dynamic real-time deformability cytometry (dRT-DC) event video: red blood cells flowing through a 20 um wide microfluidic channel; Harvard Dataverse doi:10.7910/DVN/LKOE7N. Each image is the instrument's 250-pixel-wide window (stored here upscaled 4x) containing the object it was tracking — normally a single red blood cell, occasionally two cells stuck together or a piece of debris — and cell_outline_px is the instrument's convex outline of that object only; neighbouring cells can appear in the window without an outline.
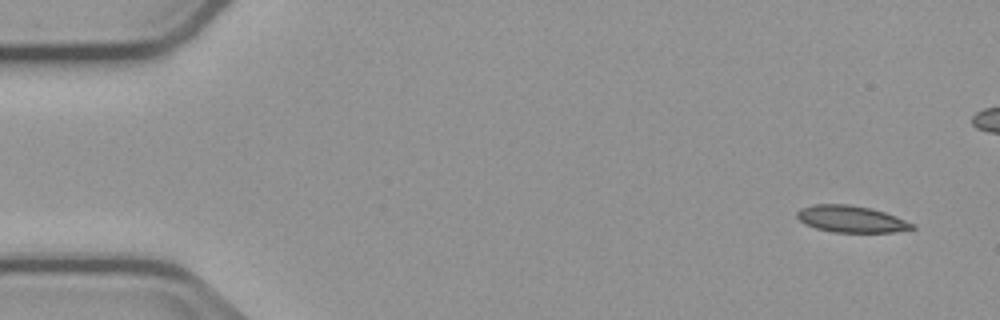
{"species": "common noctule bat (a hibernating species)", "species_latin": "Nyctalus noctula", "temperature_condition": "cold", "stored_images_in_passage": 6, "camera_frame_rate_fps": 3000, "um_per_image_px": 0.085, "animal": {"sex": "male", "body_mass_g": 23.1, "forearm_length_mm": 52.7}, "frame": {"image": 1, "passage_image": 1, "time_ms": 0.0, "image_size_px": [1000, 320], "cell_outline_px": [[916, 228], [896, 232], [832, 232], [816, 228], [804, 224], [796, 216], [796, 212], [800, 208], [812, 204], [848, 204], [872, 208], [896, 216], [916, 224]], "centroid_in_image_um": [72.35, 18.61], "position_along_channel_um": 12.6, "area_um2": 18.15}}
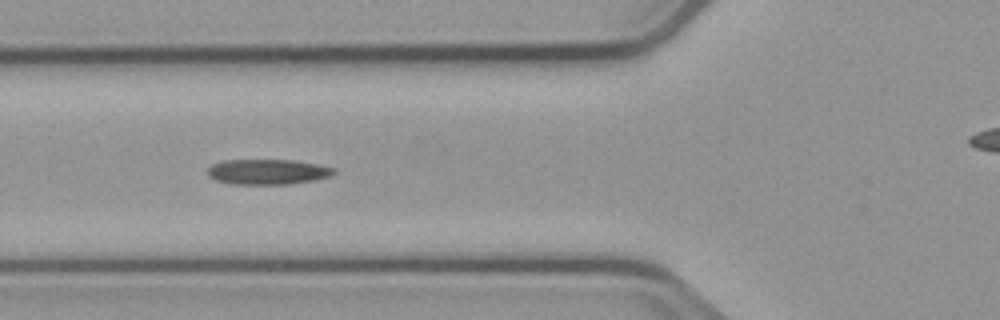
{"frame": {"image": 2, "passage_image": 5, "time_ms": 5.667, "image_size_px": [1000, 320], "cell_outline_px": [[336, 172], [332, 176], [316, 180], [288, 184], [232, 184], [216, 180], [208, 176], [208, 168], [212, 164], [224, 160], [296, 160], [320, 164], [336, 168]], "centroid_in_image_um": [22.81, 14.6], "position_along_channel_um": 103.0, "area_um2": 18.84}}
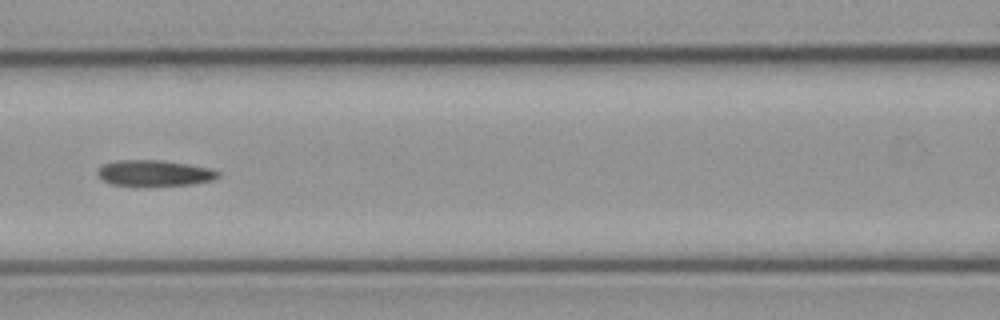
{"frame": {"image": 3, "passage_image": 6, "time_ms": 7.0, "image_size_px": [1000, 320], "cell_outline_px": [[220, 176], [216, 180], [192, 184], [148, 188], [136, 188], [112, 184], [100, 180], [96, 172], [104, 164], [116, 160], [160, 160], [188, 164], [208, 168], [220, 172]], "centroid_in_image_um": [13.1, 14.76], "position_along_channel_um": 153.5, "area_um2": 19.13}}